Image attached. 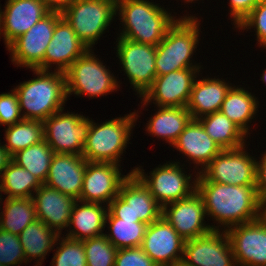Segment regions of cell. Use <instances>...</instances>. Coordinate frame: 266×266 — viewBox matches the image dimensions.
I'll use <instances>...</instances> for the list:
<instances>
[{"label":"cell","mask_w":266,"mask_h":266,"mask_svg":"<svg viewBox=\"0 0 266 266\" xmlns=\"http://www.w3.org/2000/svg\"><path fill=\"white\" fill-rule=\"evenodd\" d=\"M196 191L203 198L207 218L218 222L213 230L227 231L233 226L259 218L260 200L255 185L216 183L198 173Z\"/></svg>","instance_id":"obj_1"},{"label":"cell","mask_w":266,"mask_h":266,"mask_svg":"<svg viewBox=\"0 0 266 266\" xmlns=\"http://www.w3.org/2000/svg\"><path fill=\"white\" fill-rule=\"evenodd\" d=\"M35 77L16 85L23 119L44 121L64 109L67 99L64 72L31 69ZM37 76V77H36Z\"/></svg>","instance_id":"obj_2"},{"label":"cell","mask_w":266,"mask_h":266,"mask_svg":"<svg viewBox=\"0 0 266 266\" xmlns=\"http://www.w3.org/2000/svg\"><path fill=\"white\" fill-rule=\"evenodd\" d=\"M117 14L122 26L119 37L153 46L163 40L177 20L176 15L152 0H117Z\"/></svg>","instance_id":"obj_3"},{"label":"cell","mask_w":266,"mask_h":266,"mask_svg":"<svg viewBox=\"0 0 266 266\" xmlns=\"http://www.w3.org/2000/svg\"><path fill=\"white\" fill-rule=\"evenodd\" d=\"M200 25L198 17L188 14L177 18L168 28L163 40L156 46L157 76L184 68H203L191 59L201 40Z\"/></svg>","instance_id":"obj_4"},{"label":"cell","mask_w":266,"mask_h":266,"mask_svg":"<svg viewBox=\"0 0 266 266\" xmlns=\"http://www.w3.org/2000/svg\"><path fill=\"white\" fill-rule=\"evenodd\" d=\"M139 111L112 118L102 123L91 119L82 156L89 162H111L121 165L122 154L138 120Z\"/></svg>","instance_id":"obj_5"},{"label":"cell","mask_w":266,"mask_h":266,"mask_svg":"<svg viewBox=\"0 0 266 266\" xmlns=\"http://www.w3.org/2000/svg\"><path fill=\"white\" fill-rule=\"evenodd\" d=\"M77 37L93 49L117 15V0H71L60 9Z\"/></svg>","instance_id":"obj_6"},{"label":"cell","mask_w":266,"mask_h":266,"mask_svg":"<svg viewBox=\"0 0 266 266\" xmlns=\"http://www.w3.org/2000/svg\"><path fill=\"white\" fill-rule=\"evenodd\" d=\"M94 50L88 49L82 56L77 58L64 72L66 77L67 98L72 94L89 99L104 97L111 92L120 89V81L112 71L103 65ZM119 88V89H118Z\"/></svg>","instance_id":"obj_7"},{"label":"cell","mask_w":266,"mask_h":266,"mask_svg":"<svg viewBox=\"0 0 266 266\" xmlns=\"http://www.w3.org/2000/svg\"><path fill=\"white\" fill-rule=\"evenodd\" d=\"M184 166L186 165H181L177 160L166 161L163 165L160 164L150 171L149 176L144 172L142 166L134 167L130 173H134L142 181L163 208L167 204L189 197L196 191L198 173H188L187 175ZM192 174H196L194 178Z\"/></svg>","instance_id":"obj_8"},{"label":"cell","mask_w":266,"mask_h":266,"mask_svg":"<svg viewBox=\"0 0 266 266\" xmlns=\"http://www.w3.org/2000/svg\"><path fill=\"white\" fill-rule=\"evenodd\" d=\"M161 216L162 207L134 173L122 182L118 196L108 204L106 215L122 220H140L147 225Z\"/></svg>","instance_id":"obj_9"},{"label":"cell","mask_w":266,"mask_h":266,"mask_svg":"<svg viewBox=\"0 0 266 266\" xmlns=\"http://www.w3.org/2000/svg\"><path fill=\"white\" fill-rule=\"evenodd\" d=\"M116 57L138 98L152 86L156 74V46L117 37Z\"/></svg>","instance_id":"obj_10"},{"label":"cell","mask_w":266,"mask_h":266,"mask_svg":"<svg viewBox=\"0 0 266 266\" xmlns=\"http://www.w3.org/2000/svg\"><path fill=\"white\" fill-rule=\"evenodd\" d=\"M64 109L43 121L44 140L54 153L82 155L91 120Z\"/></svg>","instance_id":"obj_11"},{"label":"cell","mask_w":266,"mask_h":266,"mask_svg":"<svg viewBox=\"0 0 266 266\" xmlns=\"http://www.w3.org/2000/svg\"><path fill=\"white\" fill-rule=\"evenodd\" d=\"M62 17L59 9H52L26 33L8 47L12 63L17 67L36 69L44 60L56 22Z\"/></svg>","instance_id":"obj_12"},{"label":"cell","mask_w":266,"mask_h":266,"mask_svg":"<svg viewBox=\"0 0 266 266\" xmlns=\"http://www.w3.org/2000/svg\"><path fill=\"white\" fill-rule=\"evenodd\" d=\"M246 146L248 145L237 149L222 150L199 173L206 180L216 183L239 186L256 185L257 158L247 152Z\"/></svg>","instance_id":"obj_13"},{"label":"cell","mask_w":266,"mask_h":266,"mask_svg":"<svg viewBox=\"0 0 266 266\" xmlns=\"http://www.w3.org/2000/svg\"><path fill=\"white\" fill-rule=\"evenodd\" d=\"M201 69L204 68H184L156 76L152 86L140 97L141 108L148 107L149 103L156 107H186Z\"/></svg>","instance_id":"obj_14"},{"label":"cell","mask_w":266,"mask_h":266,"mask_svg":"<svg viewBox=\"0 0 266 266\" xmlns=\"http://www.w3.org/2000/svg\"><path fill=\"white\" fill-rule=\"evenodd\" d=\"M181 262L186 266H237L229 236L223 230L186 240Z\"/></svg>","instance_id":"obj_15"},{"label":"cell","mask_w":266,"mask_h":266,"mask_svg":"<svg viewBox=\"0 0 266 266\" xmlns=\"http://www.w3.org/2000/svg\"><path fill=\"white\" fill-rule=\"evenodd\" d=\"M162 216L185 241L213 231L214 225H208L205 221L207 214L204 201L197 191L189 197L165 205Z\"/></svg>","instance_id":"obj_16"},{"label":"cell","mask_w":266,"mask_h":266,"mask_svg":"<svg viewBox=\"0 0 266 266\" xmlns=\"http://www.w3.org/2000/svg\"><path fill=\"white\" fill-rule=\"evenodd\" d=\"M121 171V166L116 163L87 161L79 200L108 206L130 174L124 175Z\"/></svg>","instance_id":"obj_17"},{"label":"cell","mask_w":266,"mask_h":266,"mask_svg":"<svg viewBox=\"0 0 266 266\" xmlns=\"http://www.w3.org/2000/svg\"><path fill=\"white\" fill-rule=\"evenodd\" d=\"M5 2L3 10L0 6V37H3L6 48L53 9L45 0Z\"/></svg>","instance_id":"obj_18"},{"label":"cell","mask_w":266,"mask_h":266,"mask_svg":"<svg viewBox=\"0 0 266 266\" xmlns=\"http://www.w3.org/2000/svg\"><path fill=\"white\" fill-rule=\"evenodd\" d=\"M185 240L161 216L147 226L142 250L158 266H174L182 261Z\"/></svg>","instance_id":"obj_19"},{"label":"cell","mask_w":266,"mask_h":266,"mask_svg":"<svg viewBox=\"0 0 266 266\" xmlns=\"http://www.w3.org/2000/svg\"><path fill=\"white\" fill-rule=\"evenodd\" d=\"M226 232L237 266H266V225L259 218Z\"/></svg>","instance_id":"obj_20"},{"label":"cell","mask_w":266,"mask_h":266,"mask_svg":"<svg viewBox=\"0 0 266 266\" xmlns=\"http://www.w3.org/2000/svg\"><path fill=\"white\" fill-rule=\"evenodd\" d=\"M87 50L88 47L77 37L68 22L61 17L55 24L44 60L36 69L51 71L56 65L53 68L55 71L65 72Z\"/></svg>","instance_id":"obj_21"},{"label":"cell","mask_w":266,"mask_h":266,"mask_svg":"<svg viewBox=\"0 0 266 266\" xmlns=\"http://www.w3.org/2000/svg\"><path fill=\"white\" fill-rule=\"evenodd\" d=\"M86 164L82 155L55 153L44 185L79 200Z\"/></svg>","instance_id":"obj_22"},{"label":"cell","mask_w":266,"mask_h":266,"mask_svg":"<svg viewBox=\"0 0 266 266\" xmlns=\"http://www.w3.org/2000/svg\"><path fill=\"white\" fill-rule=\"evenodd\" d=\"M172 146L183 154L184 158L186 156L189 165L194 164L193 168H196L195 172L198 169L197 173L201 172L222 151L198 119H191Z\"/></svg>","instance_id":"obj_23"},{"label":"cell","mask_w":266,"mask_h":266,"mask_svg":"<svg viewBox=\"0 0 266 266\" xmlns=\"http://www.w3.org/2000/svg\"><path fill=\"white\" fill-rule=\"evenodd\" d=\"M36 194V195H35ZM36 218L61 235L68 228L76 200L42 184L33 195Z\"/></svg>","instance_id":"obj_24"},{"label":"cell","mask_w":266,"mask_h":266,"mask_svg":"<svg viewBox=\"0 0 266 266\" xmlns=\"http://www.w3.org/2000/svg\"><path fill=\"white\" fill-rule=\"evenodd\" d=\"M232 86V83L226 82L219 77L196 78L186 106L190 111L192 119H199L219 111Z\"/></svg>","instance_id":"obj_25"},{"label":"cell","mask_w":266,"mask_h":266,"mask_svg":"<svg viewBox=\"0 0 266 266\" xmlns=\"http://www.w3.org/2000/svg\"><path fill=\"white\" fill-rule=\"evenodd\" d=\"M79 203V204H78ZM81 204V205H80ZM76 200L65 237L84 241L103 235L108 206ZM73 225V226H72Z\"/></svg>","instance_id":"obj_26"},{"label":"cell","mask_w":266,"mask_h":266,"mask_svg":"<svg viewBox=\"0 0 266 266\" xmlns=\"http://www.w3.org/2000/svg\"><path fill=\"white\" fill-rule=\"evenodd\" d=\"M156 109H158L156 113L145 125L146 134L161 138L172 147L191 121L190 111L186 107H157Z\"/></svg>","instance_id":"obj_27"},{"label":"cell","mask_w":266,"mask_h":266,"mask_svg":"<svg viewBox=\"0 0 266 266\" xmlns=\"http://www.w3.org/2000/svg\"><path fill=\"white\" fill-rule=\"evenodd\" d=\"M257 98L252 92L241 87V85H237V87L233 85L219 111L237 124L247 135H250L251 121L257 115V111H259V101Z\"/></svg>","instance_id":"obj_28"},{"label":"cell","mask_w":266,"mask_h":266,"mask_svg":"<svg viewBox=\"0 0 266 266\" xmlns=\"http://www.w3.org/2000/svg\"><path fill=\"white\" fill-rule=\"evenodd\" d=\"M18 236L24 250L26 263H31V260H34L36 261L34 266H41L46 255L56 247L55 243L59 235L37 219Z\"/></svg>","instance_id":"obj_29"},{"label":"cell","mask_w":266,"mask_h":266,"mask_svg":"<svg viewBox=\"0 0 266 266\" xmlns=\"http://www.w3.org/2000/svg\"><path fill=\"white\" fill-rule=\"evenodd\" d=\"M198 120L222 150L237 149L247 144L249 136L220 111L200 117Z\"/></svg>","instance_id":"obj_30"},{"label":"cell","mask_w":266,"mask_h":266,"mask_svg":"<svg viewBox=\"0 0 266 266\" xmlns=\"http://www.w3.org/2000/svg\"><path fill=\"white\" fill-rule=\"evenodd\" d=\"M4 199L0 197V210H3L0 212V229L19 235L29 224L37 220L33 198Z\"/></svg>","instance_id":"obj_31"},{"label":"cell","mask_w":266,"mask_h":266,"mask_svg":"<svg viewBox=\"0 0 266 266\" xmlns=\"http://www.w3.org/2000/svg\"><path fill=\"white\" fill-rule=\"evenodd\" d=\"M42 183L29 171L11 160L0 178V197L32 198Z\"/></svg>","instance_id":"obj_32"},{"label":"cell","mask_w":266,"mask_h":266,"mask_svg":"<svg viewBox=\"0 0 266 266\" xmlns=\"http://www.w3.org/2000/svg\"><path fill=\"white\" fill-rule=\"evenodd\" d=\"M105 225L110 232L104 235L117 249L141 247L148 226L140 220L117 217H106Z\"/></svg>","instance_id":"obj_33"},{"label":"cell","mask_w":266,"mask_h":266,"mask_svg":"<svg viewBox=\"0 0 266 266\" xmlns=\"http://www.w3.org/2000/svg\"><path fill=\"white\" fill-rule=\"evenodd\" d=\"M4 132L6 143L3 146L11 156L44 140L42 121L23 119L12 126L5 127Z\"/></svg>","instance_id":"obj_34"},{"label":"cell","mask_w":266,"mask_h":266,"mask_svg":"<svg viewBox=\"0 0 266 266\" xmlns=\"http://www.w3.org/2000/svg\"><path fill=\"white\" fill-rule=\"evenodd\" d=\"M54 154L47 142L43 140L40 143L18 151L12 156V160L44 184Z\"/></svg>","instance_id":"obj_35"},{"label":"cell","mask_w":266,"mask_h":266,"mask_svg":"<svg viewBox=\"0 0 266 266\" xmlns=\"http://www.w3.org/2000/svg\"><path fill=\"white\" fill-rule=\"evenodd\" d=\"M59 235L55 245L56 250L53 251L51 266H87L86 253L83 241H78L64 235ZM60 238V239H59ZM59 241V242H58Z\"/></svg>","instance_id":"obj_36"},{"label":"cell","mask_w":266,"mask_h":266,"mask_svg":"<svg viewBox=\"0 0 266 266\" xmlns=\"http://www.w3.org/2000/svg\"><path fill=\"white\" fill-rule=\"evenodd\" d=\"M87 266H115L117 248L100 235L83 241Z\"/></svg>","instance_id":"obj_37"},{"label":"cell","mask_w":266,"mask_h":266,"mask_svg":"<svg viewBox=\"0 0 266 266\" xmlns=\"http://www.w3.org/2000/svg\"><path fill=\"white\" fill-rule=\"evenodd\" d=\"M22 263L28 264L19 236L0 229V264L20 266Z\"/></svg>","instance_id":"obj_38"},{"label":"cell","mask_w":266,"mask_h":266,"mask_svg":"<svg viewBox=\"0 0 266 266\" xmlns=\"http://www.w3.org/2000/svg\"><path fill=\"white\" fill-rule=\"evenodd\" d=\"M251 28H254L258 45L266 49V0H261L237 27L239 31Z\"/></svg>","instance_id":"obj_39"},{"label":"cell","mask_w":266,"mask_h":266,"mask_svg":"<svg viewBox=\"0 0 266 266\" xmlns=\"http://www.w3.org/2000/svg\"><path fill=\"white\" fill-rule=\"evenodd\" d=\"M23 120L17 93L14 89L0 94V126H12Z\"/></svg>","instance_id":"obj_40"},{"label":"cell","mask_w":266,"mask_h":266,"mask_svg":"<svg viewBox=\"0 0 266 266\" xmlns=\"http://www.w3.org/2000/svg\"><path fill=\"white\" fill-rule=\"evenodd\" d=\"M115 266H158L141 247L118 249Z\"/></svg>","instance_id":"obj_41"},{"label":"cell","mask_w":266,"mask_h":266,"mask_svg":"<svg viewBox=\"0 0 266 266\" xmlns=\"http://www.w3.org/2000/svg\"><path fill=\"white\" fill-rule=\"evenodd\" d=\"M261 0H229L230 18L232 17L234 28H237L239 24L249 15L254 7Z\"/></svg>","instance_id":"obj_42"},{"label":"cell","mask_w":266,"mask_h":266,"mask_svg":"<svg viewBox=\"0 0 266 266\" xmlns=\"http://www.w3.org/2000/svg\"><path fill=\"white\" fill-rule=\"evenodd\" d=\"M256 161V191L259 200L266 198V151Z\"/></svg>","instance_id":"obj_43"},{"label":"cell","mask_w":266,"mask_h":266,"mask_svg":"<svg viewBox=\"0 0 266 266\" xmlns=\"http://www.w3.org/2000/svg\"><path fill=\"white\" fill-rule=\"evenodd\" d=\"M11 160L12 156L9 154L8 150L3 146V144L0 143V178Z\"/></svg>","instance_id":"obj_44"},{"label":"cell","mask_w":266,"mask_h":266,"mask_svg":"<svg viewBox=\"0 0 266 266\" xmlns=\"http://www.w3.org/2000/svg\"><path fill=\"white\" fill-rule=\"evenodd\" d=\"M259 219L266 225V198L260 200Z\"/></svg>","instance_id":"obj_45"},{"label":"cell","mask_w":266,"mask_h":266,"mask_svg":"<svg viewBox=\"0 0 266 266\" xmlns=\"http://www.w3.org/2000/svg\"><path fill=\"white\" fill-rule=\"evenodd\" d=\"M53 9H60L71 0H45Z\"/></svg>","instance_id":"obj_46"},{"label":"cell","mask_w":266,"mask_h":266,"mask_svg":"<svg viewBox=\"0 0 266 266\" xmlns=\"http://www.w3.org/2000/svg\"><path fill=\"white\" fill-rule=\"evenodd\" d=\"M261 75L262 76L260 77V80L263 81L262 83L266 84V69L263 70V73Z\"/></svg>","instance_id":"obj_47"},{"label":"cell","mask_w":266,"mask_h":266,"mask_svg":"<svg viewBox=\"0 0 266 266\" xmlns=\"http://www.w3.org/2000/svg\"><path fill=\"white\" fill-rule=\"evenodd\" d=\"M184 3L188 4V3H195L196 1H199V0H183Z\"/></svg>","instance_id":"obj_48"},{"label":"cell","mask_w":266,"mask_h":266,"mask_svg":"<svg viewBox=\"0 0 266 266\" xmlns=\"http://www.w3.org/2000/svg\"><path fill=\"white\" fill-rule=\"evenodd\" d=\"M174 266H186L182 262L175 264Z\"/></svg>","instance_id":"obj_49"}]
</instances>
